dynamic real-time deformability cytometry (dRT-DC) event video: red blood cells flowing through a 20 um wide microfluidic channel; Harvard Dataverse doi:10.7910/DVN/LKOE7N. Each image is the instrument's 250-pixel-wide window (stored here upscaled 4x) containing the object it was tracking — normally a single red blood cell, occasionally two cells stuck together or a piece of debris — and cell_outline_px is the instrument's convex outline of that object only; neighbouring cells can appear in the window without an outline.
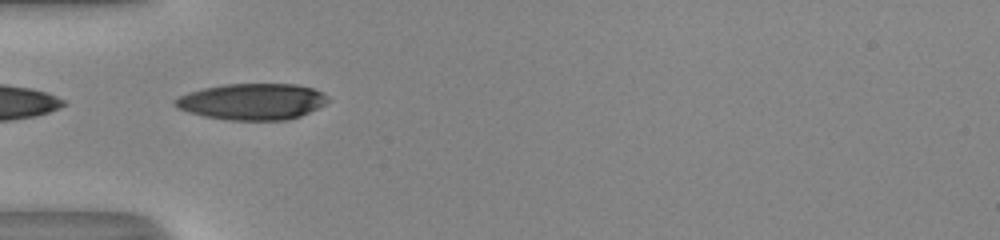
{"species": "human", "species_latin": "Homo sapiens", "temperature_condition": "room temperature", "stored_images_in_passage": 35, "camera_frame_rate_fps": 3000, "um_per_image_px": 0.085, "donor": {"sex": "male"}, "frame": {"image": 1, "passage_image": 1, "time_ms": 0.0, "image_size_px": [1000, 240], "cell_outline_px": [[332, 100], [300, 116], [288, 120], [228, 120], [204, 116], [188, 112], [176, 108], [172, 104], [172, 100], [188, 92], [204, 88], [224, 84], [296, 84], [312, 88], [324, 92]], "centroid_in_image_um": [21.43, 8.63], "position_along_channel_um": 63.6, "area_um2": 32.54}}
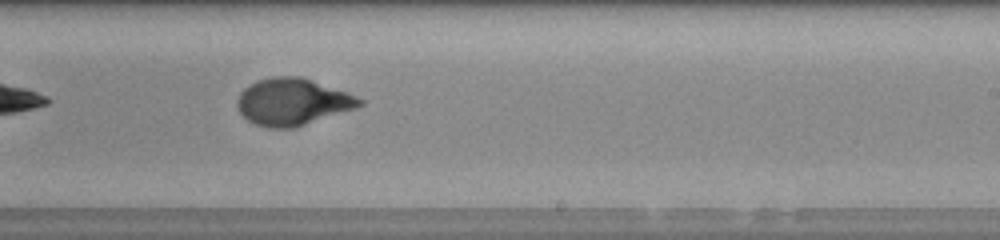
{"frame": {"image": 2, "passage_image": 16, "time_ms": 5.0, "image_size_px": [1000, 240], "cell_outline_px": [[364, 104], [356, 108], [296, 128], [268, 128], [256, 124], [248, 120], [240, 112], [236, 104], [236, 100], [240, 92], [248, 84], [256, 80], [272, 76], [300, 76], [348, 92], [364, 100]], "centroid_in_image_um": [24.86, 8.65], "position_along_channel_um": 264.1, "area_um2": 33.76}}
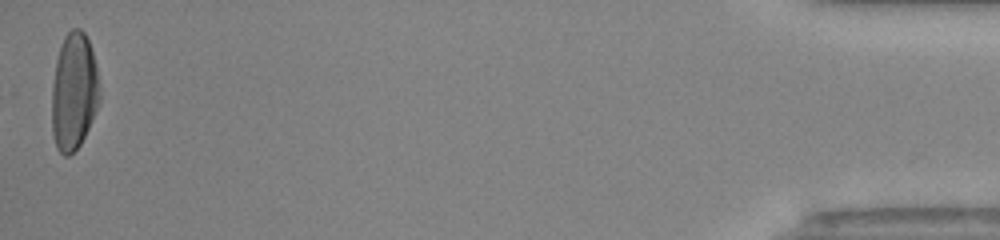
{"frame": {"image": 3, "passage_image": 35, "time_ms": 11.333, "image_size_px": [1000, 240], "cell_outline_px": [[100, 100], [88, 128], [80, 144], [68, 156], [64, 156], [56, 148], [52, 132], [52, 84], [56, 60], [64, 36], [72, 28], [80, 28], [84, 32], [88, 40], [96, 64], [100, 96]], "centroid_in_image_um": [6.27, 7.78], "position_along_channel_um": 428.9, "area_um2": 32.54}, "authors_computed_cell_mechanics": {"area_um2": 32.8304, "velocity_mm_per_s": 4.076, "shape_relaxation_time_tau1_ms": 4.7421, "shape_relaxation_time_tau2_ms": 0.8942, "deformation_change_tau1": 0.2149, "deformation_change_tau2": 0.0571}}